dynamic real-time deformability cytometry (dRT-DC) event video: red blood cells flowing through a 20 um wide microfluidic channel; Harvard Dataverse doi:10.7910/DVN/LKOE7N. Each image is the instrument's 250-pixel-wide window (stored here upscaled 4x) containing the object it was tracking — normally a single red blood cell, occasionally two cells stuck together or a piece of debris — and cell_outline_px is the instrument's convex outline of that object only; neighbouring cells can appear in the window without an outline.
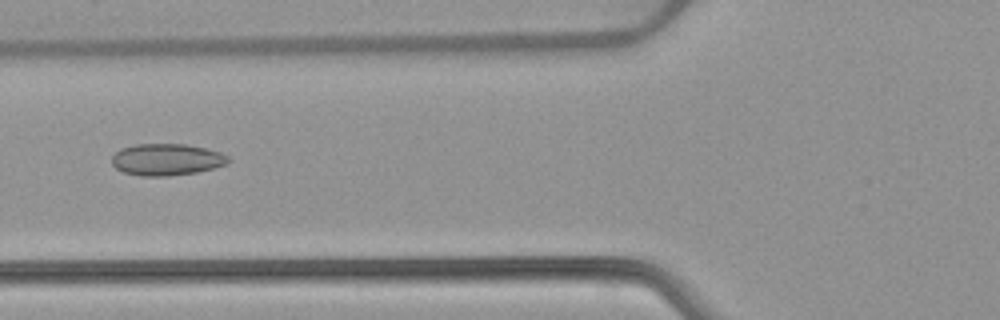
{"species": "common noctule bat (a hibernating species)", "species_latin": "Nyctalus noctula", "temperature_condition": "warm", "stored_images_in_passage": 52, "camera_frame_rate_fps": 3000, "um_per_image_px": 0.085, "animal": {"sex": "female", "body_mass_g": 22.7, "forearm_length_mm": 54.2}, "frame": {"image": 1, "passage_image": 20, "time_ms": 6.333, "image_size_px": [1000, 320], "cell_outline_px": [[232, 160], [228, 164], [196, 172], [168, 176], [140, 176], [124, 172], [116, 168], [112, 164], [112, 156], [120, 148], [136, 144], [184, 144], [204, 148], [220, 152], [228, 156]], "centroid_in_image_um": [14.16, 13.56], "position_along_channel_um": 111.6, "area_um2": 21.56}}
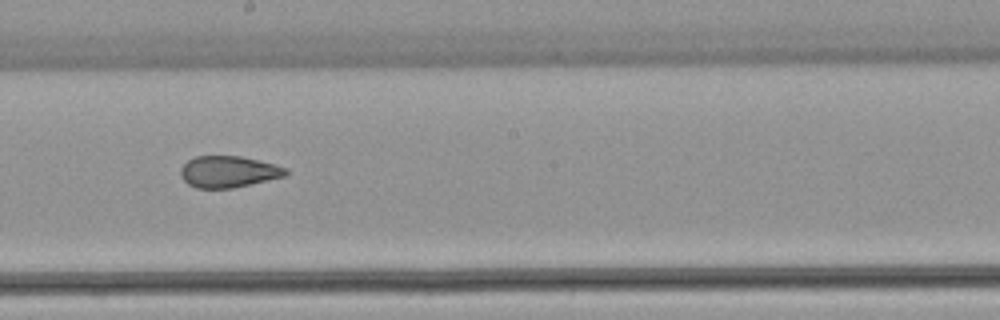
{"frame": {"image": 2, "passage_image": 29, "time_ms": 9.333, "image_size_px": [1000, 320], "cell_outline_px": [[288, 172], [284, 176], [232, 188], [196, 188], [188, 184], [180, 176], [180, 168], [188, 160], [196, 156], [240, 156], [288, 168]], "centroid_in_image_um": [19.37, 14.59], "position_along_channel_um": 228.8, "area_um2": 19.07}}
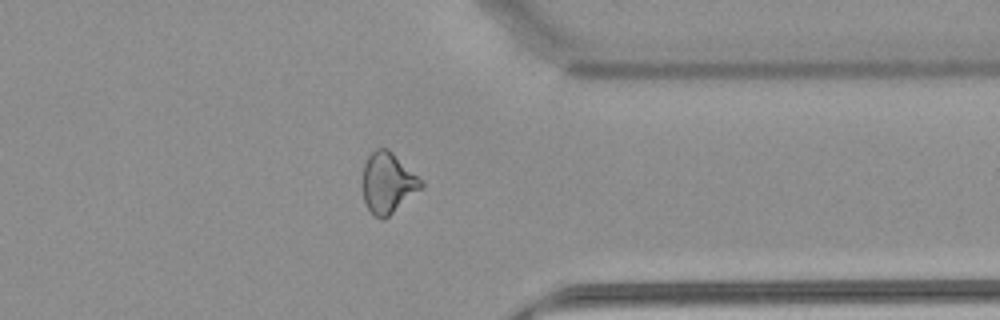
{"frame": {"image": 3, "passage_image": 41, "time_ms": 13.333, "image_size_px": [1000, 320], "cell_outline_px": [[424, 184], [420, 188], [384, 220], [380, 220], [368, 208], [364, 200], [360, 184], [364, 164], [368, 156], [376, 148], [388, 148]], "centroid_in_image_um": [32.88, 15.54], "position_along_channel_um": 378.5, "area_um2": 20.35}, "authors_computed_cell_mechanics": {"area_um2": 21.5016, "velocity_mm_per_s": 3.9011, "shape_relaxation_time_tau1_ms": null, "shape_relaxation_time_tau2_ms": 1.7697, "deformation_change_tau1": null, "deformation_change_tau2": 0.087}}